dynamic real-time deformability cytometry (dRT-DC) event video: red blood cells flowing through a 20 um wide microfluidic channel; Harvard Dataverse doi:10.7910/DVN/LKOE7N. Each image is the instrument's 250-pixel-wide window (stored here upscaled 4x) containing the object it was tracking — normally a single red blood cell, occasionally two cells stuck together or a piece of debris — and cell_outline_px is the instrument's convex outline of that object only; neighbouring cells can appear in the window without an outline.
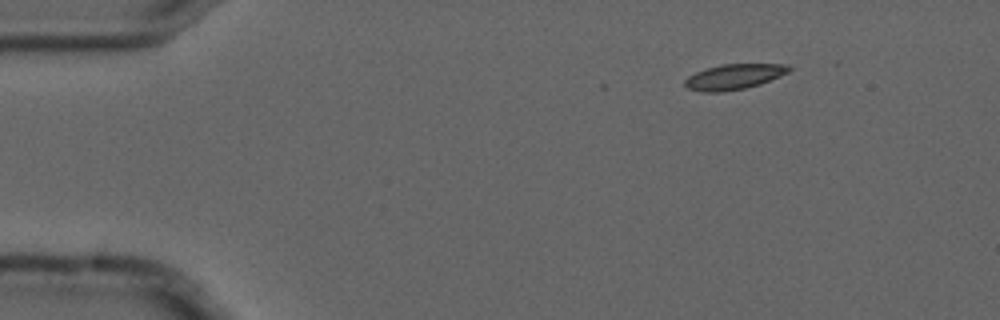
{"species": "common noctule bat (a hibernating species)", "species_latin": "Nyctalus noctula", "temperature_condition": "cold", "stored_images_in_passage": 4, "camera_frame_rate_fps": 3000, "um_per_image_px": 0.085, "animal": {"sex": "male", "forearm_length_mm": 52.5}, "frame": {"image": 1, "passage_image": 1, "time_ms": 0.0, "image_size_px": [1000, 320], "cell_outline_px": [[792, 68], [788, 72], [780, 76], [760, 84], [744, 88], [724, 92], [700, 92], [688, 88], [684, 84], [684, 80], [688, 76], [696, 72], [720, 64], [788, 64]], "centroid_in_image_um": [62.38, 6.52], "position_along_channel_um": 22.6, "area_um2": 15.37}}
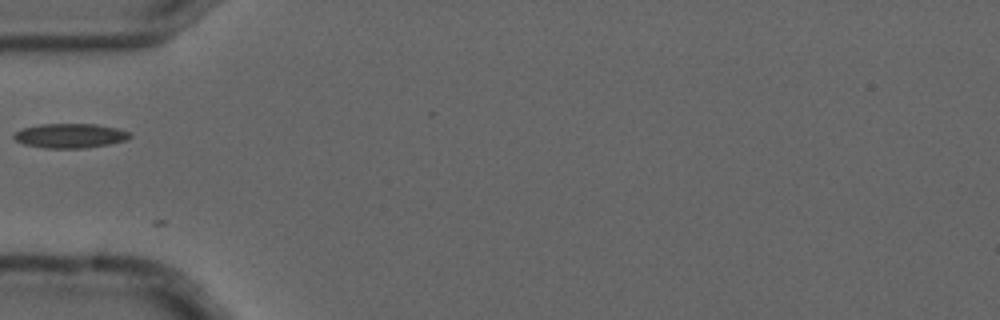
{"frame": {"image": 2, "passage_image": 4, "time_ms": 1.0, "image_size_px": [1000, 320], "cell_outline_px": [[132, 136], [124, 140], [108, 144], [84, 148], [44, 148], [24, 144], [16, 140], [12, 136], [20, 128], [40, 124], [96, 124], [116, 128], [128, 132]], "centroid_in_image_um": [5.91, 11.53], "position_along_channel_um": 79.1, "area_um2": 16.42}}